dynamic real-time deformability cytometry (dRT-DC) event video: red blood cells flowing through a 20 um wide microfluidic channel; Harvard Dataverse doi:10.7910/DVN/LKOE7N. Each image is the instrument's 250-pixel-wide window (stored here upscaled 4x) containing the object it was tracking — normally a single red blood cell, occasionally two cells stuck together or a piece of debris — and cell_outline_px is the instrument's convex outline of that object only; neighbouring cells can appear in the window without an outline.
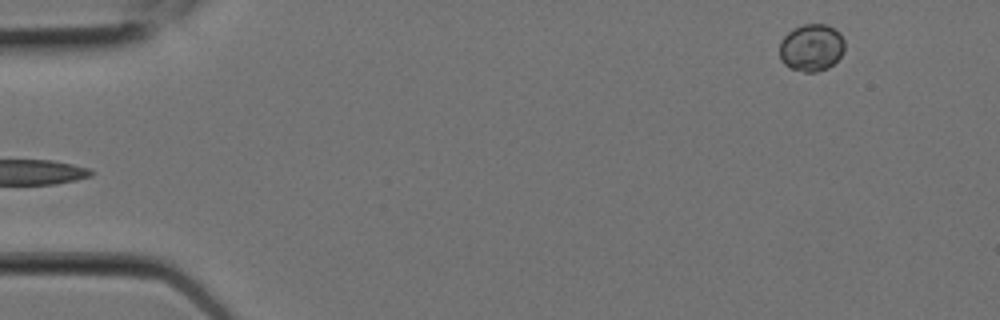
{"species": "Egyptian fruit bat (a non-hibernating species)", "species_latin": "Rousettus aegyptiacus", "temperature_condition": "room temperature", "stored_images_in_passage": 6, "segment_of_instrument_passage": [2, 2], "camera_frame_rate_fps": 3000, "um_per_image_px": 0.085, "animal": {"sex": "female"}, "frame": {"image": 1, "passage_image": 6, "time_ms": 1.667, "image_size_px": [1000, 320], "cell_outline_px": [[844, 52], [828, 68], [816, 72], [804, 72], [792, 68], [784, 64], [780, 60], [780, 40], [792, 28], [804, 24], [828, 24], [836, 28], [840, 32], [844, 40]], "centroid_in_image_um": [68.98, 4.02], "position_along_channel_um": 16.0, "area_um2": 18.15}}